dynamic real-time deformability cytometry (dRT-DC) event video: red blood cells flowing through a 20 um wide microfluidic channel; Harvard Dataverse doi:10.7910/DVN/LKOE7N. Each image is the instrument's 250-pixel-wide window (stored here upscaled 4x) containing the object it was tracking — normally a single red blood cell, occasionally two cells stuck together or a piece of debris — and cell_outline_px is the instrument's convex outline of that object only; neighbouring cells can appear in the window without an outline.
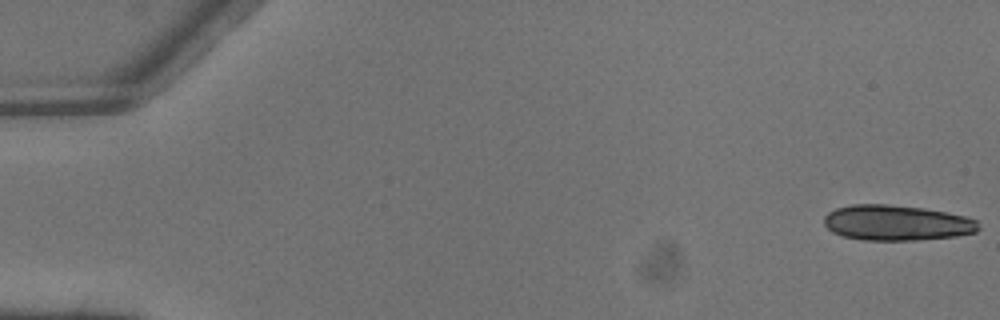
{"species": "common noctule bat (a hibernating species)", "species_latin": "Nyctalus noctula", "temperature_condition": "warm", "stored_images_in_passage": 4, "camera_frame_rate_fps": 3000, "um_per_image_px": 0.085, "animal": {"sex": "male", "body_mass_g": 13.3}, "frame": {"image": 1, "passage_image": 1, "time_ms": 0.0, "image_size_px": [1000, 320], "cell_outline_px": [[980, 228], [976, 232], [956, 236], [916, 240], [860, 240], [844, 236], [832, 232], [824, 224], [824, 216], [828, 212], [836, 208], [852, 204], [884, 204], [924, 208], [948, 212], [964, 216], [976, 220]], "centroid_in_image_um": [76.2, 18.94], "position_along_channel_um": 8.8, "area_um2": 31.96}}